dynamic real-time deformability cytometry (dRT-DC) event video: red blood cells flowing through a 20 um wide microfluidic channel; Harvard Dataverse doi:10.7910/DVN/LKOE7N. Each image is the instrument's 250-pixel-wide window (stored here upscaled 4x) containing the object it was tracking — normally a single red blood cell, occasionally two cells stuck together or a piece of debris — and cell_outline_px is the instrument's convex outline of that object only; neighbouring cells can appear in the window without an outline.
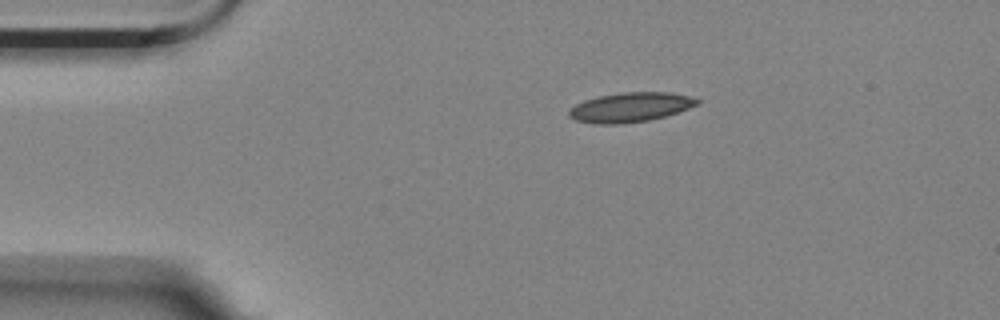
{"species": "Egyptian fruit bat (a non-hibernating species)", "species_latin": "Rousettus aegyptiacus", "temperature_condition": "room temperature", "stored_images_in_passage": 5, "camera_frame_rate_fps": 3000, "um_per_image_px": 0.085, "animal": {"sex": "female"}, "frame": {"image": 1, "passage_image": 1, "time_ms": 0.0, "image_size_px": [1000, 320], "cell_outline_px": [[700, 104], [664, 116], [648, 120], [616, 124], [596, 124], [576, 120], [568, 116], [568, 112], [576, 104], [584, 100], [600, 96], [620, 92], [672, 92], [688, 96], [700, 100]], "centroid_in_image_um": [53.57, 9.11], "position_along_channel_um": 31.4, "area_um2": 21.85}}
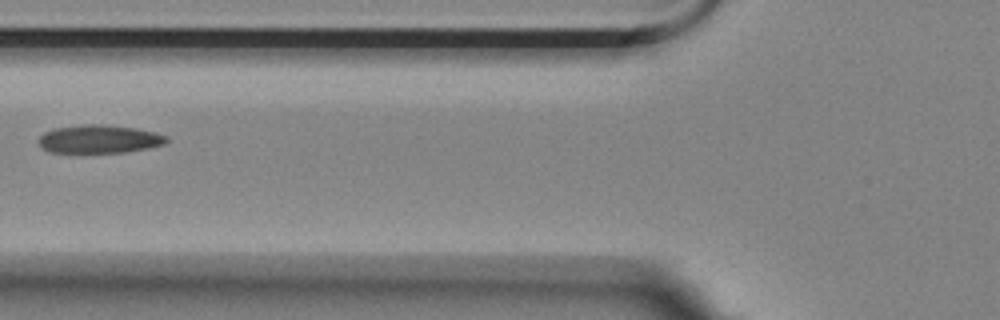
{"frame": {"image": 2, "passage_image": 4, "time_ms": 1.0, "image_size_px": [1000, 320], "cell_outline_px": [[168, 140], [164, 144], [148, 148], [124, 152], [48, 152], [40, 148], [36, 140], [44, 132], [56, 128], [84, 124], [100, 124], [136, 128], [156, 132], [168, 136]], "centroid_in_image_um": [8.41, 11.82], "position_along_channel_um": 117.4, "area_um2": 21.15}}
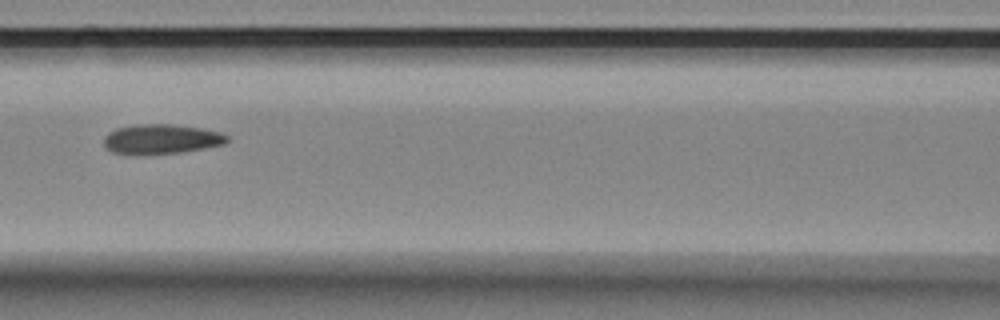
{"frame": {"image": 3, "passage_image": 5, "time_ms": 1.333, "image_size_px": [1000, 320], "cell_outline_px": [[228, 140], [224, 144], [204, 148], [180, 152], [140, 156], [112, 152], [104, 144], [104, 136], [108, 132], [116, 128], [136, 124], [172, 124], [200, 128], [220, 132], [228, 136]], "centroid_in_image_um": [13.67, 11.83], "position_along_channel_um": 152.9, "area_um2": 21.56}}